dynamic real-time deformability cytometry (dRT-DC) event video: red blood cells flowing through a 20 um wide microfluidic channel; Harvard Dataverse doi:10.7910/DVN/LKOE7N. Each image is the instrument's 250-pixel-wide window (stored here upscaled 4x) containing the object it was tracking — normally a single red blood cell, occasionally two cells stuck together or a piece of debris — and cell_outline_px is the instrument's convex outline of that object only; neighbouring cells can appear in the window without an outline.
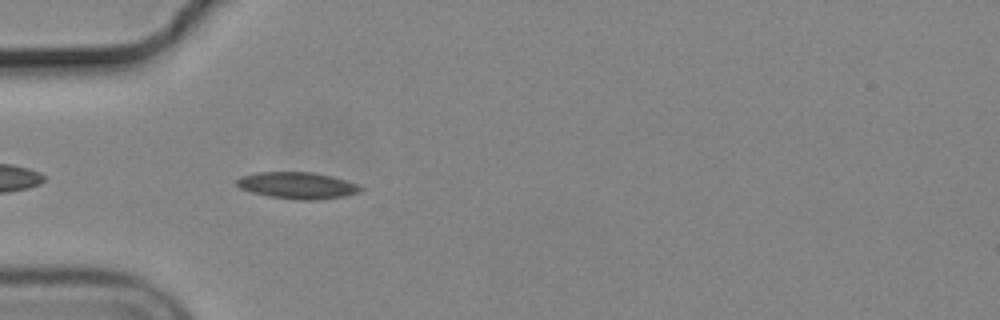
{"species": "common noctule bat (a hibernating species)", "species_latin": "Nyctalus noctula", "temperature_condition": "cold", "stored_images_in_passage": 42, "camera_frame_rate_fps": 3000, "um_per_image_px": 0.085, "animal": {"sex": "male", "body_mass_g": 19.2, "forearm_length_mm": 51.8}, "frame": {"image": 1, "passage_image": 4, "time_ms": 1.0, "image_size_px": [1000, 320], "cell_outline_px": [[364, 188], [360, 192], [344, 196], [316, 200], [300, 200], [268, 196], [252, 192], [240, 188], [236, 184], [236, 180], [240, 176], [260, 172], [312, 172], [332, 176], [356, 184]], "centroid_in_image_um": [25.27, 15.76], "position_along_channel_um": 59.7, "area_um2": 19.13}}
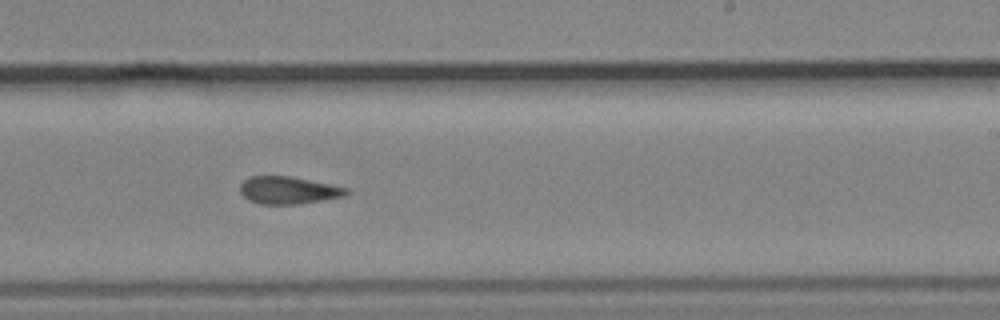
{"frame": {"image": 2, "passage_image": 21, "time_ms": 6.667, "image_size_px": [1000, 320], "cell_outline_px": [[348, 192], [344, 196], [300, 204], [260, 204], [248, 200], [240, 192], [240, 184], [248, 176], [292, 176], [348, 188]], "centroid_in_image_um": [24.47, 16.17], "position_along_channel_um": 264.5, "area_um2": 16.99}}
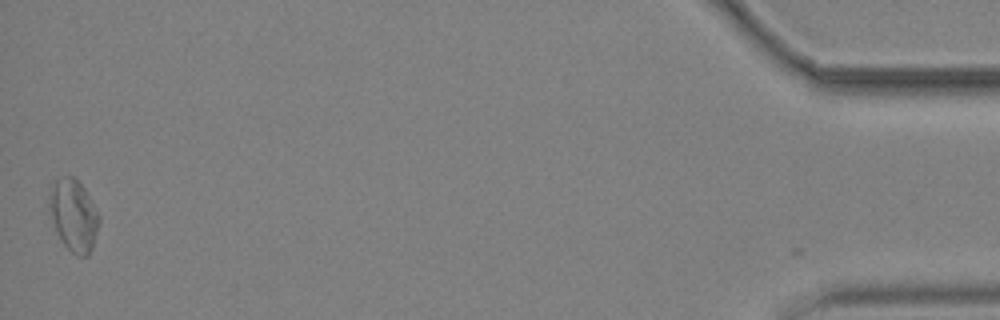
{"frame": {"image": 3, "passage_image": 42, "time_ms": 13.667, "image_size_px": [1000, 320], "cell_outline_px": [[100, 220], [92, 248], [88, 256], [76, 256], [64, 244], [56, 228], [48, 204], [48, 196], [56, 180], [60, 176], [72, 176], [84, 188], [100, 216]], "centroid_in_image_um": [6.27, 18.29], "position_along_channel_um": 428.9, "area_um2": 20.4}, "authors_computed_cell_mechanics": {"area_um2": 17.7446, "velocity_mm_per_s": 3.6803, "shape_relaxation_time_tau1_ms": null, "shape_relaxation_time_tau2_ms": 5.3893, "deformation_change_tau1": null, "deformation_change_tau2": 0.1288}}